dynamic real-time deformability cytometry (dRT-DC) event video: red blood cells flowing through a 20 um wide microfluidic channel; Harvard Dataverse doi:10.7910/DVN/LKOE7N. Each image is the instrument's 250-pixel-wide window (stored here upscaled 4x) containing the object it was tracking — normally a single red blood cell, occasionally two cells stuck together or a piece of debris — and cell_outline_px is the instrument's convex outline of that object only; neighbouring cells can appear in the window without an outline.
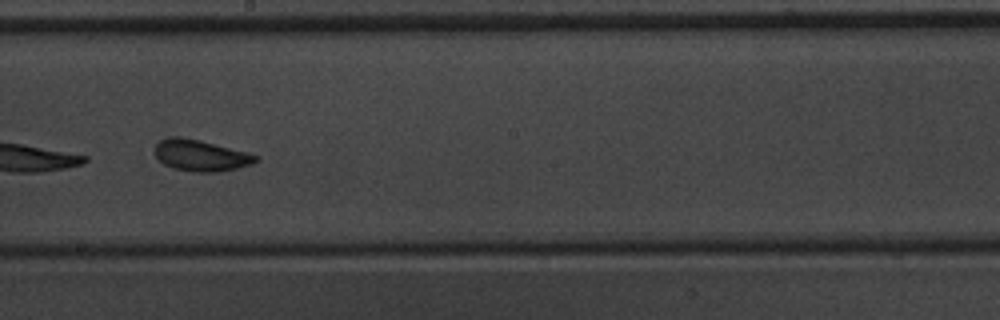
{"species": "common noctule bat (a hibernating species)", "species_latin": "Nyctalus noctula", "temperature_condition": "warm", "stored_images_in_passage": 9, "camera_frame_rate_fps": 3000, "um_per_image_px": 0.085, "animal": {"sex": "male", "body_mass_g": 20.1, "forearm_length_mm": 53.5}, "frame": {"image": 1, "passage_image": 9, "time_ms": 2.667, "image_size_px": [1000, 320], "cell_outline_px": [[260, 160], [252, 164], [220, 172], [192, 172], [172, 168], [164, 164], [156, 156], [156, 144], [160, 140], [172, 136], [180, 136], [200, 140], [260, 156]], "centroid_in_image_um": [17.07, 13.22], "position_along_channel_um": 231.1, "area_um2": 18.38}}